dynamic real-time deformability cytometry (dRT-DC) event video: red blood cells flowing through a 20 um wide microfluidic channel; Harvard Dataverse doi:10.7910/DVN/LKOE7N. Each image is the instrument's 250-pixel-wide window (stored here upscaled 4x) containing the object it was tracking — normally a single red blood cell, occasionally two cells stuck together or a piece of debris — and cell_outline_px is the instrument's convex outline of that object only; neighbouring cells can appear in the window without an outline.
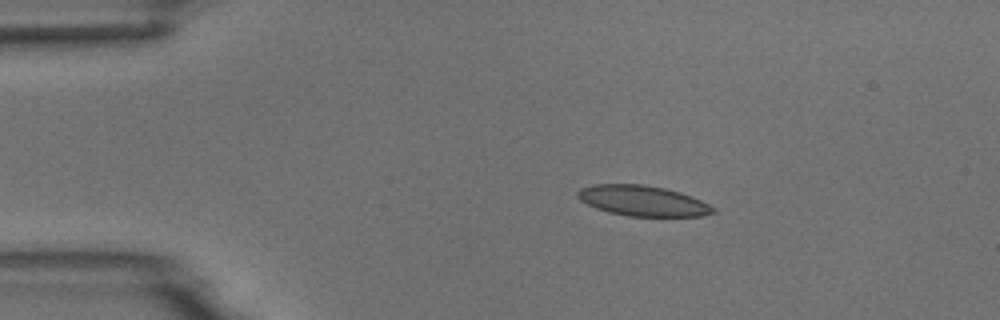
{"species": "common noctule bat (a hibernating species)", "species_latin": "Nyctalus noctula", "temperature_condition": "room temperature", "stored_images_in_passage": 2, "camera_frame_rate_fps": 3000, "um_per_image_px": 0.085, "animal": {"sex": "male", "body_mass_g": 18.8}, "frame": {"image": 1, "passage_image": 1, "time_ms": 0.0, "image_size_px": [1000, 320], "cell_outline_px": [[716, 212], [704, 216], [628, 216], [608, 212], [596, 208], [580, 200], [576, 196], [576, 192], [580, 188], [592, 184], [644, 184], [664, 188], [680, 192], [692, 196], [716, 208]], "centroid_in_image_um": [54.62, 17.06], "position_along_channel_um": 30.4, "area_um2": 24.16}}